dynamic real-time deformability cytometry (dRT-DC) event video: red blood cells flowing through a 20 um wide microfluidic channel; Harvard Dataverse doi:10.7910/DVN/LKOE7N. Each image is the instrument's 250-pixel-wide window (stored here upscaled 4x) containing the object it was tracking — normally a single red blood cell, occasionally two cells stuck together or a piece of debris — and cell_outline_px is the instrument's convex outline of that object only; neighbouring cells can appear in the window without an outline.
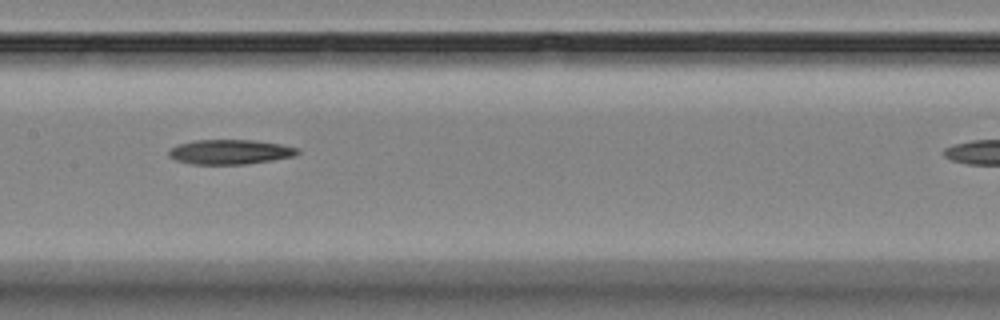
{"species": "Egyptian fruit bat (a non-hibernating species)", "species_latin": "Rousettus aegyptiacus", "temperature_condition": "room temperature", "stored_images_in_passage": 10, "camera_frame_rate_fps": 3000, "um_per_image_px": 0.085, "animal": {"sex": "female"}, "frame": {"image": 1, "passage_image": 4, "time_ms": 3.333, "image_size_px": [1000, 320], "cell_outline_px": [[300, 152], [296, 156], [272, 160], [244, 164], [192, 164], [176, 160], [168, 156], [168, 152], [172, 148], [180, 144], [192, 140], [252, 140], [280, 144], [300, 148]], "centroid_in_image_um": [19.58, 12.91], "position_along_channel_um": 187.8, "area_um2": 18.5}}
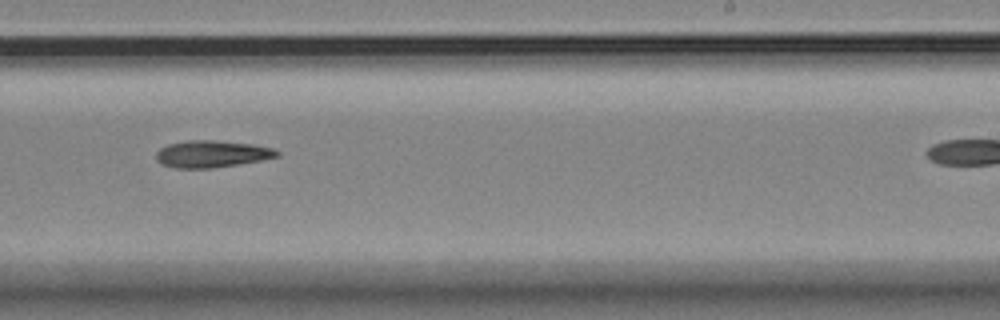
{"frame": {"image": 2, "passage_image": 6, "time_ms": 5.667, "image_size_px": [1000, 320], "cell_outline_px": [[280, 156], [260, 160], [212, 168], [176, 168], [160, 164], [156, 160], [156, 152], [160, 148], [168, 144], [188, 140], [212, 140], [252, 144], [276, 148], [280, 152]], "centroid_in_image_um": [18.0, 13.08], "position_along_channel_um": 271.0, "area_um2": 19.02}}
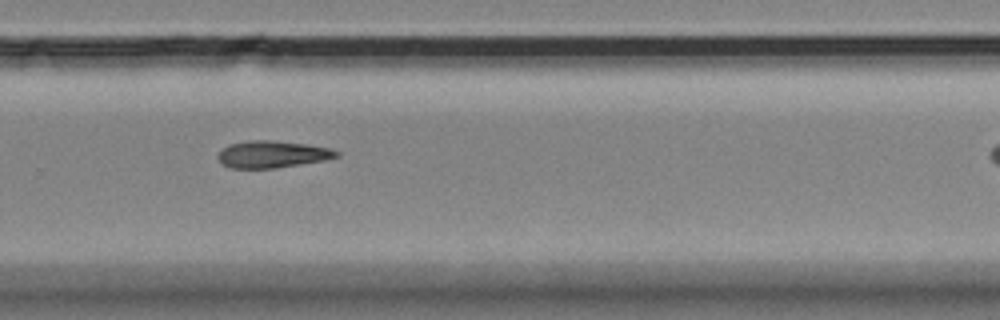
{"frame": {"image": 3, "passage_image": 7, "time_ms": 6.667, "image_size_px": [1000, 320], "cell_outline_px": [[340, 156], [324, 160], [272, 168], [232, 168], [220, 164], [216, 156], [228, 144], [248, 140], [268, 140], [304, 144], [328, 148], [340, 152]], "centroid_in_image_um": [23.09, 13.11], "position_along_channel_um": 306.7, "area_um2": 18.44}}